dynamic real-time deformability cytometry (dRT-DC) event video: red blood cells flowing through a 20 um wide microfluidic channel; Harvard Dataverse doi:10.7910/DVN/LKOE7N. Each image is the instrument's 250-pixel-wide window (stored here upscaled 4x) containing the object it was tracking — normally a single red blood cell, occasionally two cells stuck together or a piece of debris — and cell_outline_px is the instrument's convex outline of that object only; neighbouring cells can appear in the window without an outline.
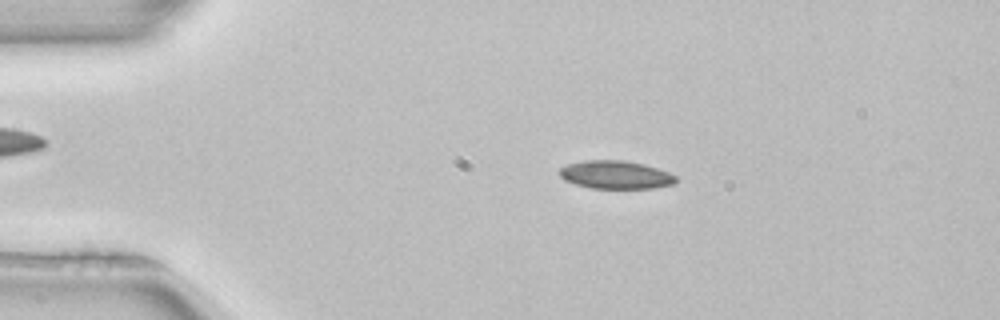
{"species": "common noctule bat (a hibernating species)", "species_latin": "Nyctalus noctula", "temperature_condition": "room temperature", "stored_images_in_passage": 43, "camera_frame_rate_fps": 3000, "um_per_image_px": 0.085, "animal": {"sex": "female", "body_mass_g": 22.7, "forearm_length_mm": 54.2}, "frame": {"image": 1, "passage_image": 2, "time_ms": 0.333, "image_size_px": [1000, 320], "cell_outline_px": [[676, 184], [652, 188], [592, 188], [576, 184], [564, 180], [560, 176], [560, 168], [568, 164], [584, 160], [624, 160], [644, 164], [668, 172], [676, 176]], "centroid_in_image_um": [52.34, 14.85], "position_along_channel_um": 32.7, "area_um2": 19.02}}
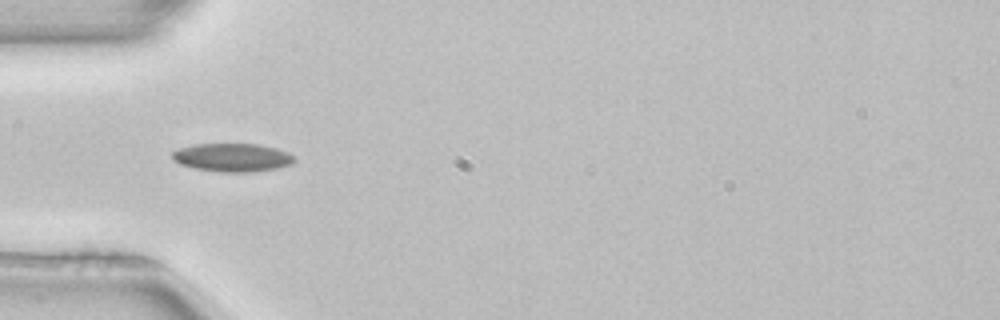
{"frame": {"image": 2, "passage_image": 8, "time_ms": 2.333, "image_size_px": [1000, 320], "cell_outline_px": [[296, 160], [292, 164], [276, 168], [248, 172], [220, 172], [196, 168], [180, 164], [172, 160], [172, 152], [180, 148], [196, 144], [260, 144], [276, 148], [288, 152]], "centroid_in_image_um": [19.75, 13.38], "position_along_channel_um": 65.2, "area_um2": 20.06}}
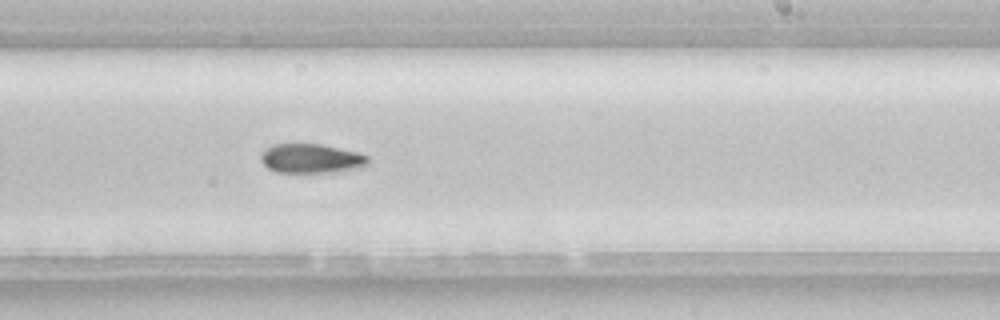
{"frame": {"image": 3, "passage_image": 23, "time_ms": 7.333, "image_size_px": [1000, 320], "cell_outline_px": [[368, 164], [364, 168], [332, 172], [276, 172], [268, 168], [260, 160], [260, 156], [264, 148], [272, 144], [320, 144], [360, 152], [368, 156]], "centroid_in_image_um": [26.47, 13.47], "position_along_channel_um": 262.5, "area_um2": 18.55}, "authors_computed_cell_mechanics": {"area_um2": 18.6694, "velocity_mm_per_s": 3.9609, "shape_relaxation_time_tau1_ms": 5.4774, "shape_relaxation_time_tau2_ms": null, "deformation_change_tau1": 0.1021, "deformation_change_tau2": null}}